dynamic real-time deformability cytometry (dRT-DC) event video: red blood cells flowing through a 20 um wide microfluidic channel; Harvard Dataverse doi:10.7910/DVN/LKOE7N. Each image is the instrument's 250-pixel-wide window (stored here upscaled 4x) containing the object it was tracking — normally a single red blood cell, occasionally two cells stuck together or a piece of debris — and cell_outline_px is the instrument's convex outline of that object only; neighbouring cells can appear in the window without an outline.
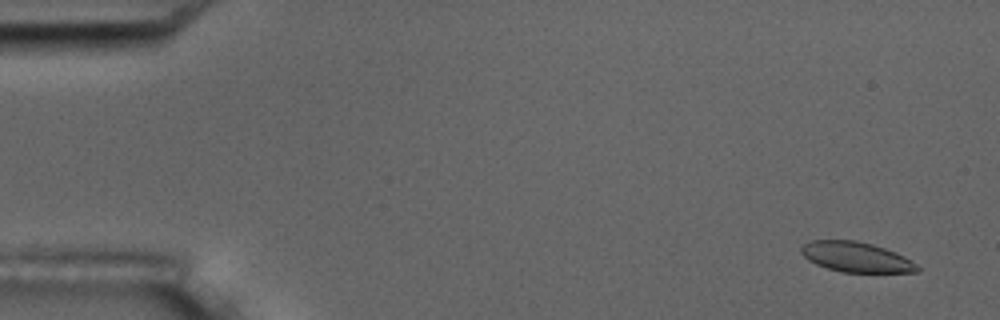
{"species": "common noctule bat (a hibernating species)", "species_latin": "Nyctalus noctula", "temperature_condition": "room temperature", "stored_images_in_passage": 5, "camera_frame_rate_fps": 3000, "um_per_image_px": 0.085, "animal": {"sex": "male", "body_mass_g": 17.5, "forearm_length_mm": 52.3}, "frame": {"image": 1, "passage_image": 1, "time_ms": 0.0, "image_size_px": [1000, 320], "cell_outline_px": [[920, 268], [916, 272], [844, 272], [828, 268], [816, 264], [808, 260], [800, 252], [800, 248], [804, 244], [812, 240], [856, 240], [872, 244], [896, 252], [904, 256], [916, 264]], "centroid_in_image_um": [72.76, 21.84], "position_along_channel_um": 12.2, "area_um2": 20.23}}
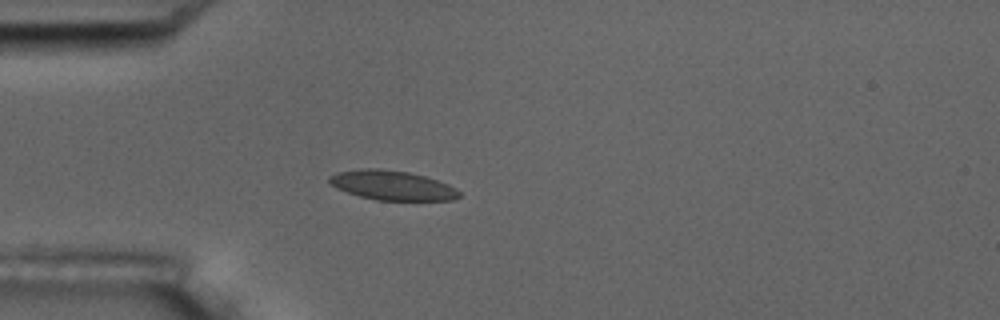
{"frame": {"image": 2, "passage_image": 5, "time_ms": 4.333, "image_size_px": [1000, 320], "cell_outline_px": [[460, 196], [452, 200], [376, 200], [360, 196], [336, 188], [328, 180], [328, 176], [336, 172], [360, 168], [380, 168], [408, 172], [424, 176], [448, 184], [456, 188], [460, 192]], "centroid_in_image_um": [33.31, 15.74], "position_along_channel_um": 51.7, "area_um2": 22.31}}